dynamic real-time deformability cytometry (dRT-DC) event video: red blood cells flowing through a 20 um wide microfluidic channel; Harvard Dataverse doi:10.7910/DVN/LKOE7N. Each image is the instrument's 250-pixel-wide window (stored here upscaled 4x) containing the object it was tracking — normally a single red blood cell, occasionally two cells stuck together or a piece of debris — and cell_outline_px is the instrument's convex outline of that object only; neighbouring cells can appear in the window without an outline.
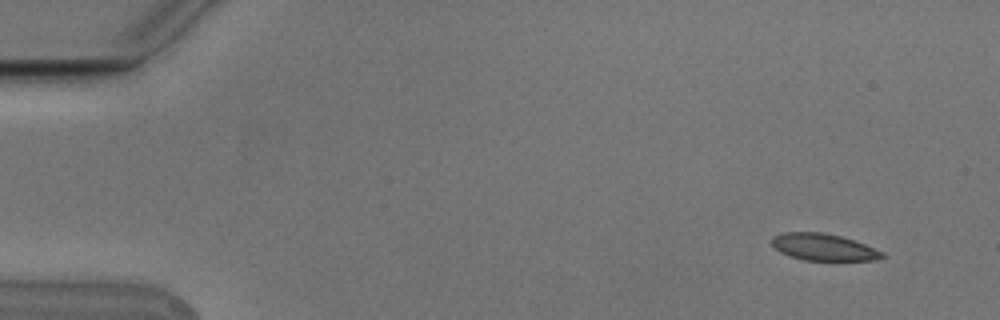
{"species": "Egyptian fruit bat (a non-hibernating species)", "species_latin": "Rousettus aegyptiacus", "temperature_condition": "cold", "stored_images_in_passage": 6, "camera_frame_rate_fps": 3000, "um_per_image_px": 0.085, "animal": {"sex": "male"}, "frame": {"image": 1, "passage_image": 2, "time_ms": 0.333, "image_size_px": [1000, 320], "cell_outline_px": [[884, 256], [872, 260], [804, 260], [788, 256], [780, 252], [772, 244], [772, 236], [784, 232], [824, 232], [840, 236], [864, 244], [884, 252]], "centroid_in_image_um": [69.95, 21.0], "position_along_channel_um": 15.0, "area_um2": 17.11}}